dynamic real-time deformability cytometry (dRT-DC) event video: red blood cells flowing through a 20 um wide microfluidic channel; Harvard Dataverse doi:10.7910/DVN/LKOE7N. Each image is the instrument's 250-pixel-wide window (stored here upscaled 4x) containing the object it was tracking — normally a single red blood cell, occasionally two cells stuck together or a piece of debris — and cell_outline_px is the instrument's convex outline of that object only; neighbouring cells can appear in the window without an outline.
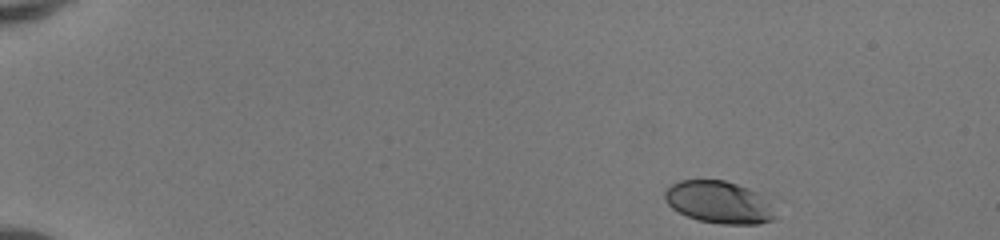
{"species": "human", "species_latin": "Homo sapiens", "temperature_condition": "room temperature", "stored_images_in_passage": 45, "camera_frame_rate_fps": 3000, "um_per_image_px": 0.085, "donor": {"sex": "female"}, "frame": {"image": 1, "passage_image": 1, "time_ms": 0.0, "image_size_px": [1000, 240], "cell_outline_px": [[776, 216], [772, 220], [756, 224], [720, 224], [700, 220], [688, 216], [672, 208], [664, 200], [664, 192], [672, 184], [680, 180], [724, 180], [772, 196], [776, 200]], "centroid_in_image_um": [61.25, 17.18], "position_along_channel_um": 23.8, "area_um2": 27.98}}
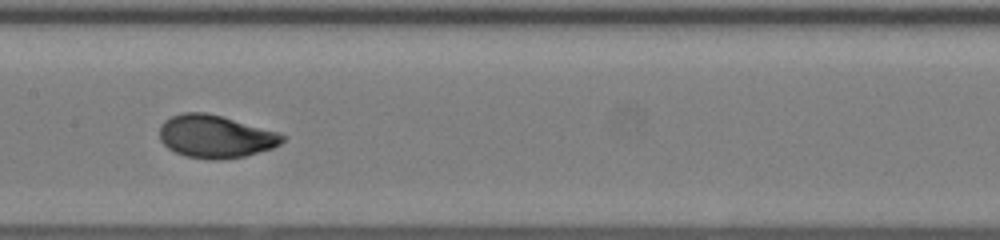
{"frame": {"image": 2, "passage_image": 22, "time_ms": 7.0, "image_size_px": [1000, 240], "cell_outline_px": [[288, 136], [280, 144], [272, 148], [244, 156], [220, 160], [212, 160], [184, 156], [168, 148], [160, 140], [160, 124], [164, 120], [172, 116], [184, 112], [204, 112], [220, 116], [280, 132]], "centroid_in_image_um": [18.32, 11.6], "position_along_channel_um": 189.1, "area_um2": 30.69}}
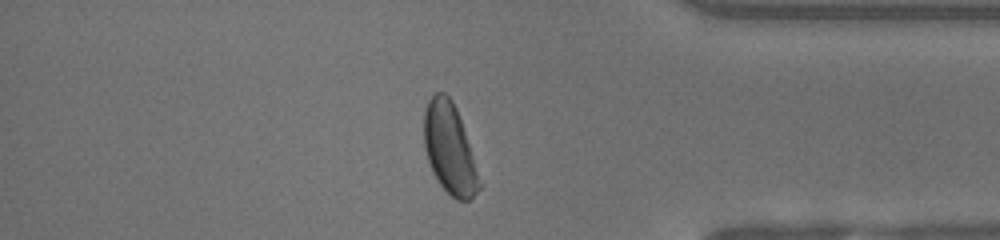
{"frame": {"image": 3, "passage_image": 38, "time_ms": 12.333, "image_size_px": [1000, 240], "cell_outline_px": [[480, 188], [468, 200], [456, 200], [440, 184], [432, 172], [424, 148], [424, 112], [428, 100], [436, 92], [444, 92], [452, 100], [456, 108], [468, 144], [480, 184]], "centroid_in_image_um": [38.16, 12.61], "position_along_channel_um": 397.0, "area_um2": 28.26}, "authors_computed_cell_mechanics": {"area_um2": 29.4202, "velocity_mm_per_s": 4.1692, "shape_relaxation_time_tau1_ms": 2.2281, "shape_relaxation_time_tau2_ms": null, "deformation_change_tau1": 0.1434, "deformation_change_tau2": null}}